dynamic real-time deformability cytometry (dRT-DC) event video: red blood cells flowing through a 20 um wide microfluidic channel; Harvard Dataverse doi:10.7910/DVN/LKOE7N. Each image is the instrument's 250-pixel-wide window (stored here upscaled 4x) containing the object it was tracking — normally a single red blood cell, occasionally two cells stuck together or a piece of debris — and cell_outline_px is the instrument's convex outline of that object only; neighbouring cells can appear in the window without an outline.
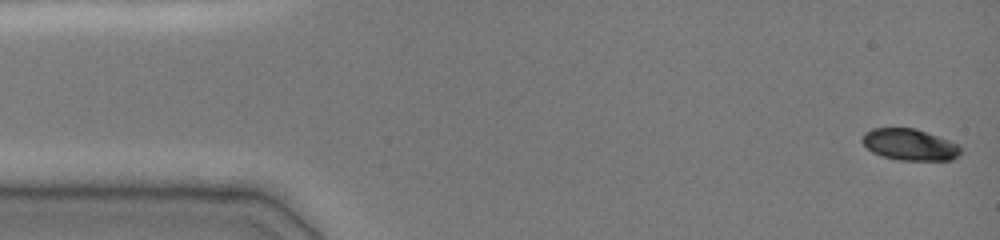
{"species": "common noctule bat (a hibernating species)", "species_latin": "Nyctalus noctula", "temperature_condition": "cold", "stored_images_in_passage": 6, "camera_frame_rate_fps": 3000, "um_per_image_px": 0.085, "animal": {"sex": "female", "body_mass_g": 19.0, "forearm_length_mm": 51.5}, "frame": {"image": 1, "passage_image": 1, "time_ms": 0.0, "image_size_px": [1000, 240], "cell_outline_px": [[960, 152], [952, 160], [900, 160], [880, 156], [872, 152], [860, 140], [864, 132], [872, 128], [916, 128], [960, 144]], "centroid_in_image_um": [77.3, 12.28], "position_along_channel_um": 7.7, "area_um2": 18.15}}
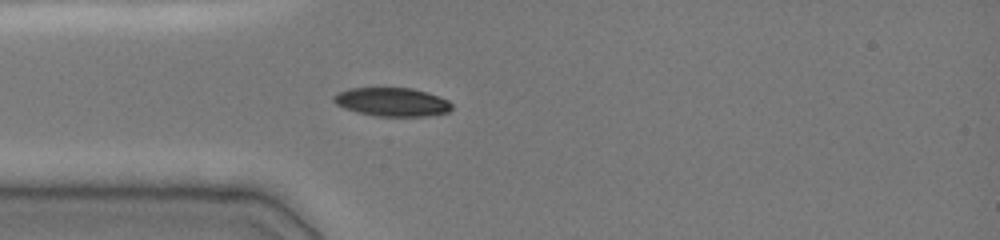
{"frame": {"image": 2, "passage_image": 6, "time_ms": 4.0, "image_size_px": [1000, 240], "cell_outline_px": [[452, 108], [448, 112], [428, 116], [376, 116], [356, 112], [344, 108], [336, 104], [332, 100], [332, 96], [348, 88], [412, 88], [440, 96], [448, 100], [452, 104]], "centroid_in_image_um": [33.32, 8.67], "position_along_channel_um": 51.7, "area_um2": 19.77}}